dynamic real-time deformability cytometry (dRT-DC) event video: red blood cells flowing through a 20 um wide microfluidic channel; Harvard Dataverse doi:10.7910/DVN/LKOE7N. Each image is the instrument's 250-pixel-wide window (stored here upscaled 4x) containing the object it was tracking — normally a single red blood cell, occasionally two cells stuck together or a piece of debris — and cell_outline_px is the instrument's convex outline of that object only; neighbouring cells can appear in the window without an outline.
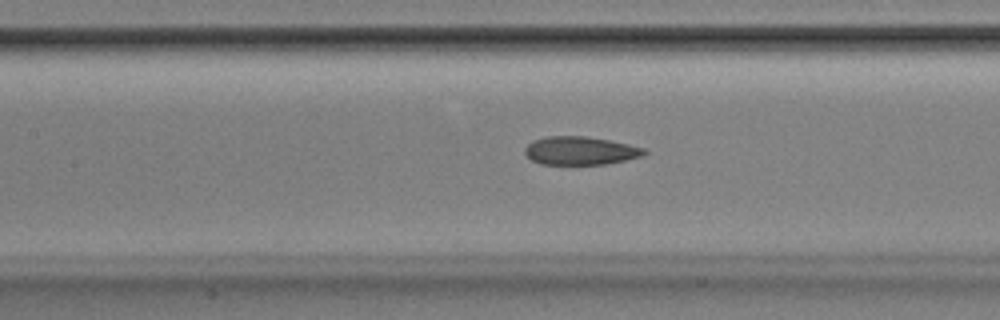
{"species": "Egyptian fruit bat (a non-hibernating species)", "species_latin": "Rousettus aegyptiacus", "temperature_condition": "room temperature", "stored_images_in_passage": 51, "camera_frame_rate_fps": 3000, "um_per_image_px": 0.085, "animal": {"sex": "male"}, "frame": {"image": 1, "passage_image": 22, "time_ms": 7.0, "image_size_px": [1000, 320], "cell_outline_px": [[648, 152], [644, 156], [604, 164], [540, 164], [532, 160], [524, 152], [524, 148], [532, 140], [544, 136], [584, 136], [608, 140], [628, 144], [644, 148]], "centroid_in_image_um": [49.31, 12.8], "position_along_channel_um": 158.1, "area_um2": 19.65}}
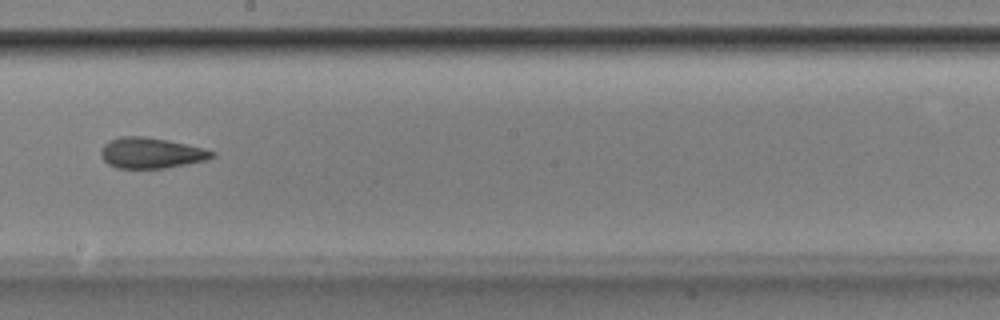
{"frame": {"image": 2, "passage_image": 28, "time_ms": 9.0, "image_size_px": [1000, 320], "cell_outline_px": [[216, 156], [204, 160], [164, 168], [116, 168], [108, 164], [100, 156], [100, 148], [108, 140], [120, 136], [144, 136], [168, 140], [204, 148], [216, 152]], "centroid_in_image_um": [12.8, 12.99], "position_along_channel_um": 235.4, "area_um2": 19.94}}
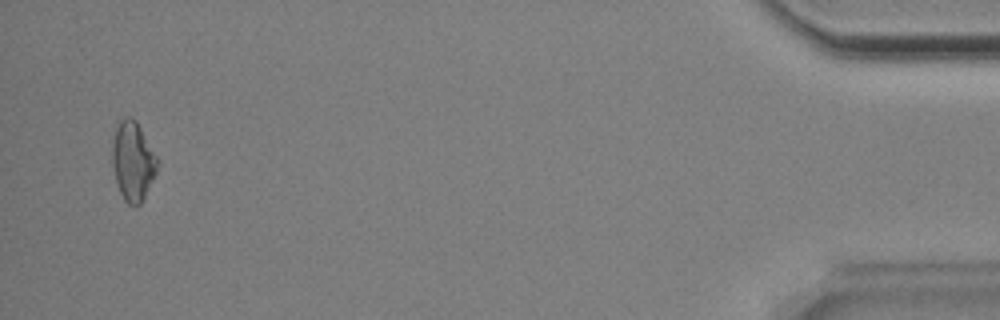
{"frame": {"image": 3, "passage_image": 49, "time_ms": 16.0, "image_size_px": [1000, 320], "cell_outline_px": [[156, 172], [140, 204], [136, 208], [128, 204], [124, 200], [116, 184], [112, 164], [112, 144], [116, 128], [120, 120], [124, 116], [132, 116], [136, 120], [156, 156]], "centroid_in_image_um": [11.25, 13.7], "position_along_channel_um": 423.9, "area_um2": 20.58}, "authors_computed_cell_mechanics": {"area_um2": 20.3456, "velocity_mm_per_s": 3.8735, "shape_relaxation_time_tau1_ms": 8.5356, "shape_relaxation_time_tau2_ms": 2.9413, "deformation_change_tau1": 0.156, "deformation_change_tau2": 0.1047}}